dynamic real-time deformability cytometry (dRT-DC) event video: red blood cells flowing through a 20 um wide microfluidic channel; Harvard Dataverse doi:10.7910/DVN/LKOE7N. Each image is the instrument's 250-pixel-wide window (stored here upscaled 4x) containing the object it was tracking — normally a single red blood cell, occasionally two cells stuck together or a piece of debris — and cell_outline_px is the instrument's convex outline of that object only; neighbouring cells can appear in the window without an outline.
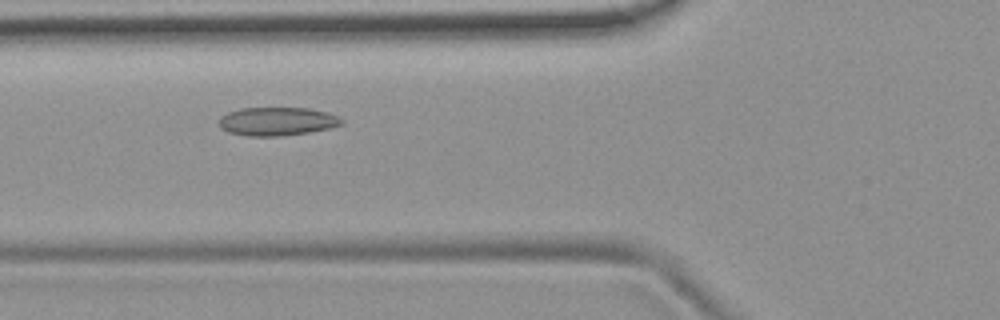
{"species": "common noctule bat (a hibernating species)", "species_latin": "Nyctalus noctula", "temperature_condition": "room temperature", "stored_images_in_passage": 49, "camera_frame_rate_fps": 3000, "um_per_image_px": 0.085, "animal": {"sex": "female", "body_mass_g": 19.9}, "frame": {"image": 1, "passage_image": 15, "time_ms": 4.667, "image_size_px": [1000, 320], "cell_outline_px": [[344, 124], [332, 128], [308, 132], [280, 136], [248, 136], [228, 132], [220, 128], [220, 116], [228, 112], [240, 108], [308, 108], [328, 112], [344, 120]], "centroid_in_image_um": [23.57, 10.32], "position_along_channel_um": 102.2, "area_um2": 20.4}}
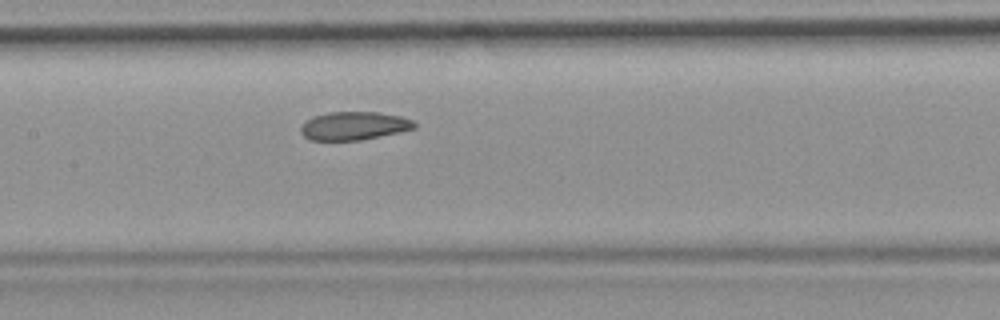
{"frame": {"image": 2, "passage_image": 21, "time_ms": 6.667, "image_size_px": [1000, 320], "cell_outline_px": [[416, 128], [380, 136], [360, 140], [308, 140], [300, 132], [300, 128], [312, 116], [328, 112], [380, 112], [400, 116], [412, 120], [416, 124]], "centroid_in_image_um": [30.08, 10.69], "position_along_channel_um": 177.3, "area_um2": 18.67}}
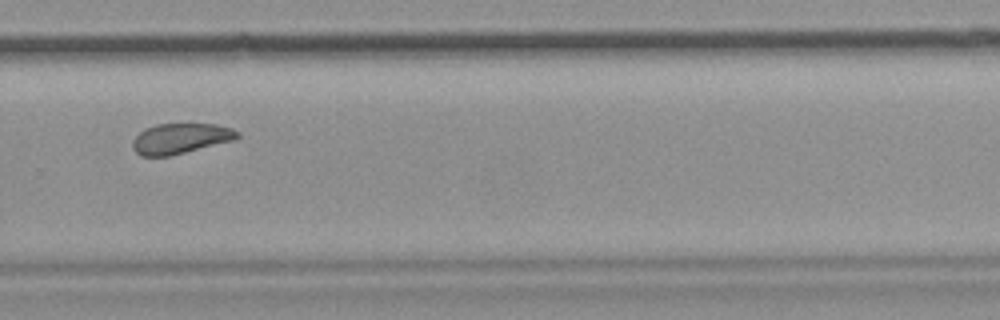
{"frame": {"image": 3, "passage_image": 32, "time_ms": 10.333, "image_size_px": [1000, 320], "cell_outline_px": [[240, 136], [236, 140], [168, 156], [140, 156], [132, 148], [132, 140], [144, 128], [156, 124], [216, 124], [232, 128], [240, 132]], "centroid_in_image_um": [15.35, 11.77], "position_along_channel_um": 314.4, "area_um2": 18.67}, "authors_computed_cell_mechanics": {"area_um2": 20.0566, "velocity_mm_per_s": 3.7517, "shape_relaxation_time_tau1_ms": null, "shape_relaxation_time_tau2_ms": 2.1159, "deformation_change_tau1": null, "deformation_change_tau2": 0.0811}}